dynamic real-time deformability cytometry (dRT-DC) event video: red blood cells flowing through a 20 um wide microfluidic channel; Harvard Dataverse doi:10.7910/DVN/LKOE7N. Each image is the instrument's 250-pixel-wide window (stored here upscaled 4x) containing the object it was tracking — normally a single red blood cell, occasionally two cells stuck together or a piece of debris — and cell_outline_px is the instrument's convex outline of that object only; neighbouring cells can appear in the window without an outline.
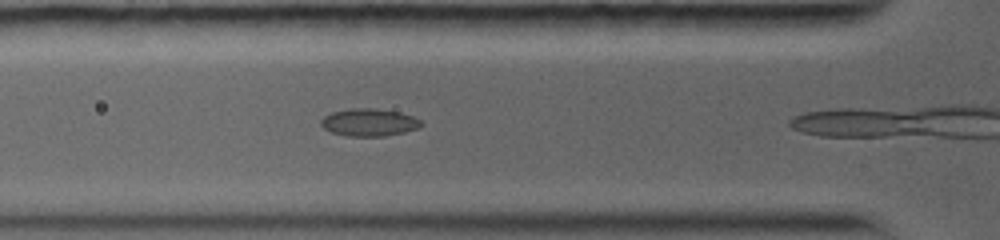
{"species": "common noctule bat (a hibernating species)", "species_latin": "Nyctalus noctula", "temperature_condition": "warm", "stored_images_in_passage": 3, "camera_frame_rate_fps": 5000, "um_per_image_px": 0.085, "animal": {"sex": "female", "body_mass_g": 19.0, "forearm_length_mm": 56.7}, "frame": {"image": 1, "passage_image": 2, "time_ms": 0.8, "image_size_px": [1000, 240], "cell_outline_px": [[424, 124], [420, 128], [404, 132], [384, 136], [348, 136], [332, 132], [324, 128], [320, 124], [320, 120], [324, 116], [332, 112], [352, 108], [376, 108], [400, 112], [412, 116], [420, 120]], "centroid_in_image_um": [31.39, 10.4], "position_along_channel_um": 94.4, "area_um2": 16.13}}